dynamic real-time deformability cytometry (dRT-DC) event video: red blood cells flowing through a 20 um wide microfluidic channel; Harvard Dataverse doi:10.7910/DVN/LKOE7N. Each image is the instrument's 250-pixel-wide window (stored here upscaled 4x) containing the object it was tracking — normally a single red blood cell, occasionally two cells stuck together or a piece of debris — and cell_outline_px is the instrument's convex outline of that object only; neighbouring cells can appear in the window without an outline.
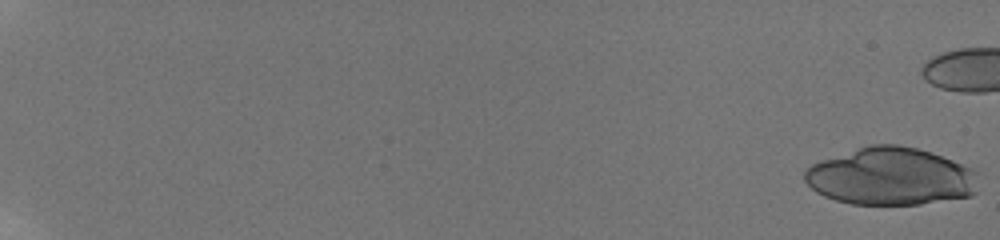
{"species": "human", "species_latin": "Homo sapiens", "temperature_condition": "room temperature", "stored_images_in_passage": 41, "camera_frame_rate_fps": 3000, "um_per_image_px": 0.085, "donor": {"sex": "male"}, "frame": {"image": 1, "passage_image": 1, "time_ms": 0.0, "image_size_px": [1000, 240], "cell_outline_px": [[976, 192], [972, 196], [920, 204], [852, 204], [836, 200], [824, 196], [816, 192], [804, 180], [804, 168], [820, 160], [872, 144], [896, 144], [916, 148], [952, 160], [972, 168], [976, 172]], "centroid_in_image_um": [75.69, 15.0], "position_along_channel_um": 9.3, "area_um2": 58.03}}